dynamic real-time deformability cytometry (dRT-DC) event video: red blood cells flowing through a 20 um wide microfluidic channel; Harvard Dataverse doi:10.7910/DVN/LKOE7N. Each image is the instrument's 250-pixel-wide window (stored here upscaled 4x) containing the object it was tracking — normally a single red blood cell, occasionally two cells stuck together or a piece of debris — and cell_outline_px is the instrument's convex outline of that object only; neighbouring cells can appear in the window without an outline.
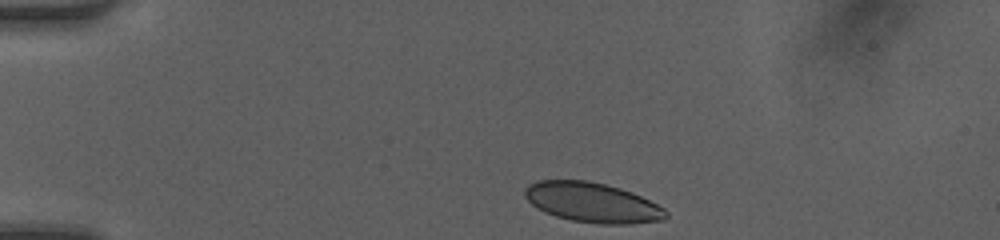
{"species": "human", "species_latin": "Homo sapiens", "temperature_condition": "room temperature", "stored_images_in_passage": 39, "camera_frame_rate_fps": 3000, "um_per_image_px": 0.085, "donor": {"sex": "female"}, "frame": {"image": 1, "passage_image": 1, "time_ms": 0.0, "image_size_px": [1000, 240], "cell_outline_px": [[668, 216], [664, 220], [628, 224], [600, 224], [572, 220], [556, 216], [544, 212], [536, 208], [524, 196], [524, 188], [528, 184], [536, 180], [588, 180], [620, 188], [632, 192], [664, 208], [668, 212]], "centroid_in_image_um": [50.32, 17.21], "position_along_channel_um": 34.7, "area_um2": 32.83}}
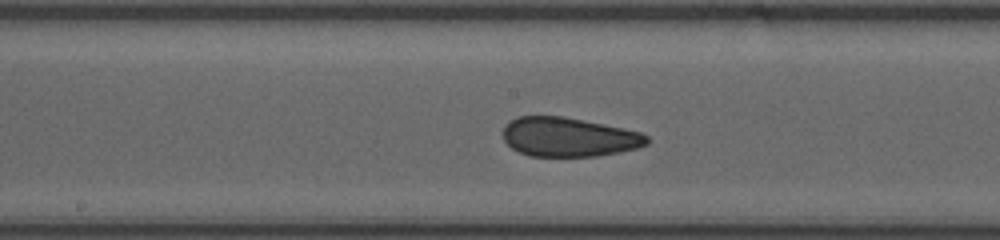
{"frame": {"image": 2, "passage_image": 17, "time_ms": 5.333, "image_size_px": [1000, 240], "cell_outline_px": [[648, 144], [636, 148], [620, 152], [596, 156], [528, 156], [512, 148], [504, 140], [504, 128], [512, 120], [520, 116], [560, 116], [584, 120], [624, 128], [640, 132], [648, 136]], "centroid_in_image_um": [48.37, 11.65], "position_along_channel_um": 199.8, "area_um2": 32.66}}
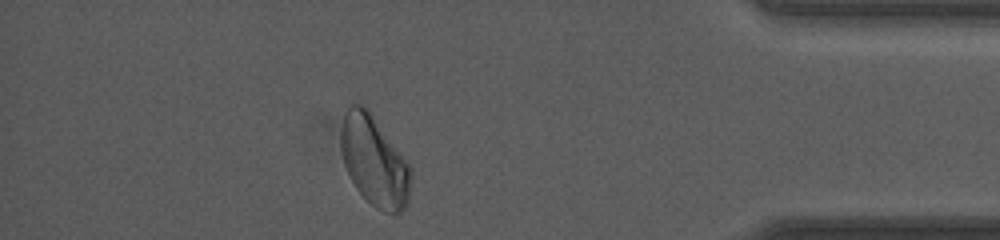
{"frame": {"image": 3, "passage_image": 34, "time_ms": 11.0, "image_size_px": [1000, 240], "cell_outline_px": [[412, 180], [408, 204], [400, 212], [384, 212], [376, 208], [356, 188], [344, 164], [340, 148], [340, 132], [344, 112], [348, 104], [360, 104], [368, 108], [412, 168]], "centroid_in_image_um": [31.82, 13.66], "position_along_channel_um": 403.4, "area_um2": 36.93}, "authors_computed_cell_mechanics": {"area_um2": 34.102, "velocity_mm_per_s": 4.2105, "shape_relaxation_time_tau1_ms": null, "shape_relaxation_time_tau2_ms": 1.1705, "deformation_change_tau1": null, "deformation_change_tau2": 0.0513}}